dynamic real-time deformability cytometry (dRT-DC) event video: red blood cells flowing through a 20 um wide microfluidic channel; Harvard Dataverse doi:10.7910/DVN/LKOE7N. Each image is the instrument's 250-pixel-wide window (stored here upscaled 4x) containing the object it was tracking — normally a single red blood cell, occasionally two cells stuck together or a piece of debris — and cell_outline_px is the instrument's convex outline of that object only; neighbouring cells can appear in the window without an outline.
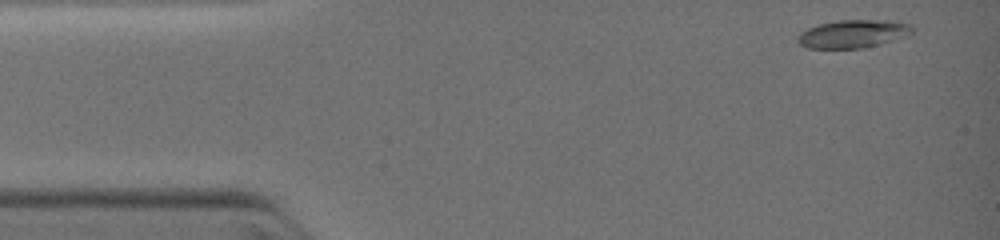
{"species": "common noctule bat (a hibernating species)", "species_latin": "Nyctalus noctula", "temperature_condition": "warm", "stored_images_in_passage": 14, "camera_frame_rate_fps": 3000, "um_per_image_px": 0.085, "animal": {"sex": "female", "body_mass_g": 19.0, "forearm_length_mm": 51.5}, "frame": {"image": 1, "passage_image": 1, "time_ms": 0.0, "image_size_px": [1000, 240], "cell_outline_px": [[912, 32], [904, 36], [892, 40], [860, 48], [808, 48], [800, 44], [796, 40], [800, 32], [816, 24], [840, 20], [888, 20], [908, 24], [912, 28]], "centroid_in_image_um": [72.43, 2.86], "position_along_channel_um": 12.6, "area_um2": 18.38}}
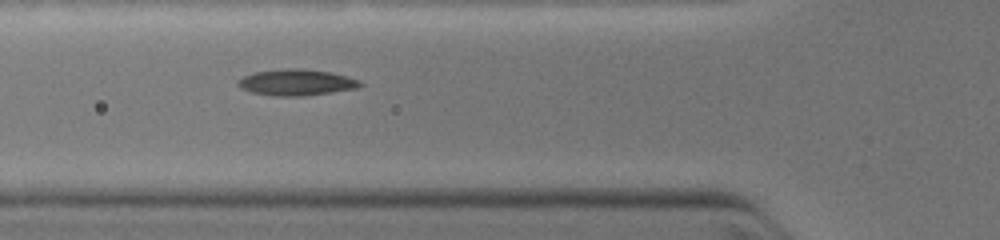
{"frame": {"image": 2, "passage_image": 9, "time_ms": 3.667, "image_size_px": [1000, 240], "cell_outline_px": [[364, 84], [356, 88], [304, 96], [272, 96], [252, 92], [240, 88], [236, 84], [236, 80], [244, 76], [256, 72], [280, 68], [300, 68], [328, 72], [360, 80]], "centroid_in_image_um": [25.14, 7.0], "position_along_channel_um": 100.7, "area_um2": 18.61}}
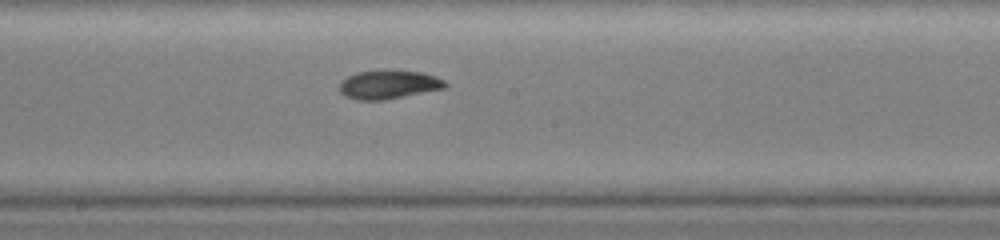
{"frame": {"image": 3, "passage_image": 14, "time_ms": 6.0, "image_size_px": [1000, 240], "cell_outline_px": [[448, 84], [444, 88], [384, 100], [356, 100], [344, 96], [340, 92], [340, 84], [348, 76], [356, 72], [384, 68], [424, 72], [436, 76], [444, 80]], "centroid_in_image_um": [33.03, 7.15], "position_along_channel_um": 215.2, "area_um2": 18.09}}